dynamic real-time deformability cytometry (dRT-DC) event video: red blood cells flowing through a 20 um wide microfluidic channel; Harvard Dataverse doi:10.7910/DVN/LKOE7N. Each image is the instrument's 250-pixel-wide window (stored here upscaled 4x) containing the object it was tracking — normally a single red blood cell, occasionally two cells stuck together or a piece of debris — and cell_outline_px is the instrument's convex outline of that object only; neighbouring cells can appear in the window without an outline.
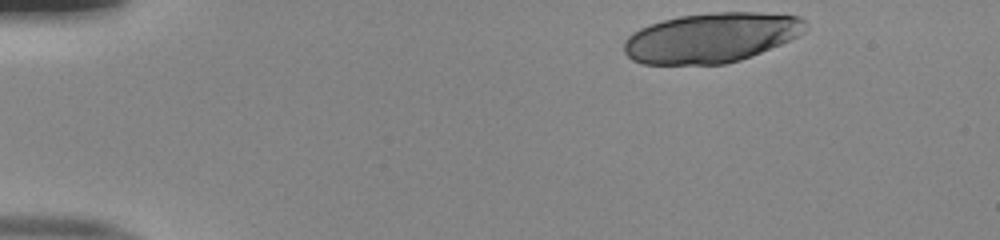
{"species": "human", "species_latin": "Homo sapiens", "temperature_condition": "room temperature", "stored_images_in_passage": 41, "segment_of_instrument_passage": [1, 2], "camera_frame_rate_fps": 3000, "um_per_image_px": 0.085, "donor": {"sex": "male"}, "frame": {"image": 1, "passage_image": 1, "time_ms": 0.0, "image_size_px": [1000, 240], "cell_outline_px": [[808, 28], [804, 32], [780, 44], [740, 60], [724, 64], [644, 64], [632, 60], [624, 52], [624, 40], [632, 32], [640, 28], [664, 20], [680, 16], [712, 12], [756, 12], [800, 16], [808, 24]], "centroid_in_image_um": [60.45, 3.2], "position_along_channel_um": 24.5, "area_um2": 52.54}}
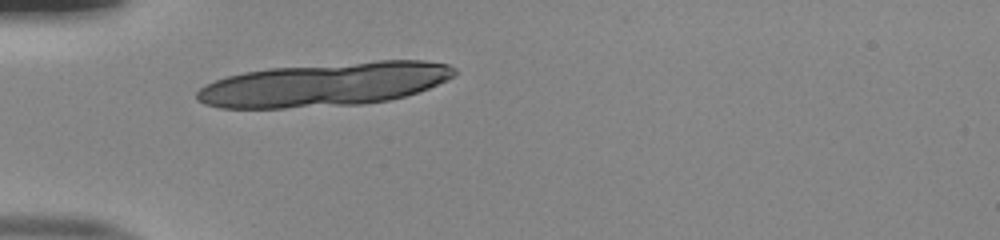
{"frame": {"image": 2, "passage_image": 10, "time_ms": 3.0, "image_size_px": [1000, 240], "cell_outline_px": [[456, 72], [448, 80], [428, 88], [404, 96], [388, 100], [364, 104], [284, 108], [220, 108], [204, 104], [196, 100], [196, 92], [204, 84], [228, 76], [244, 72], [268, 68], [376, 60], [424, 60], [448, 64], [456, 68]], "centroid_in_image_um": [27.57, 7.17], "position_along_channel_um": 57.4, "area_um2": 65.89}}